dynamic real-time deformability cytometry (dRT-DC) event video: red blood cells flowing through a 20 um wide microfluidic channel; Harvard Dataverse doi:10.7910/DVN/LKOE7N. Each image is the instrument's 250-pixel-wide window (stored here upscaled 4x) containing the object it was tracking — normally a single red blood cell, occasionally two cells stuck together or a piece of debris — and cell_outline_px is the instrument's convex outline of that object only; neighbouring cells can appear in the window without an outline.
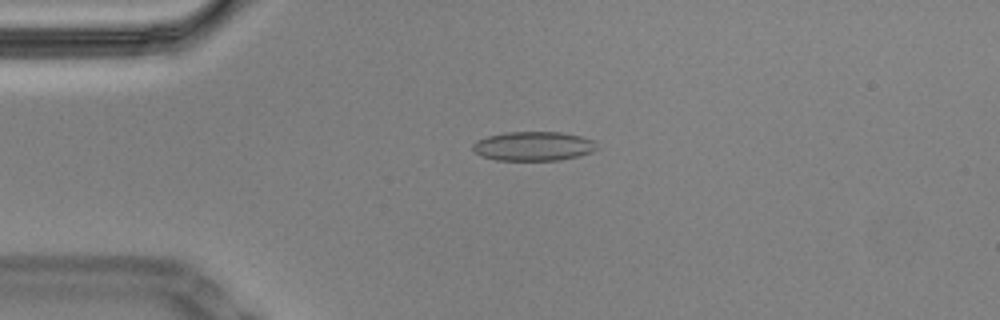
{"species": "Egyptian fruit bat (a non-hibernating species)", "species_latin": "Rousettus aegyptiacus", "temperature_condition": "cold", "stored_images_in_passage": 57, "camera_frame_rate_fps": 3000, "um_per_image_px": 0.085, "animal": {"sex": "male"}, "frame": {"image": 1, "passage_image": 13, "time_ms": 4.0, "image_size_px": [1000, 320], "cell_outline_px": [[600, 148], [592, 152], [580, 156], [560, 160], [496, 160], [484, 156], [476, 152], [472, 148], [472, 144], [476, 140], [488, 136], [504, 132], [560, 132], [580, 136], [596, 140]], "centroid_in_image_um": [45.4, 12.42], "position_along_channel_um": 39.6, "area_um2": 21.33}}
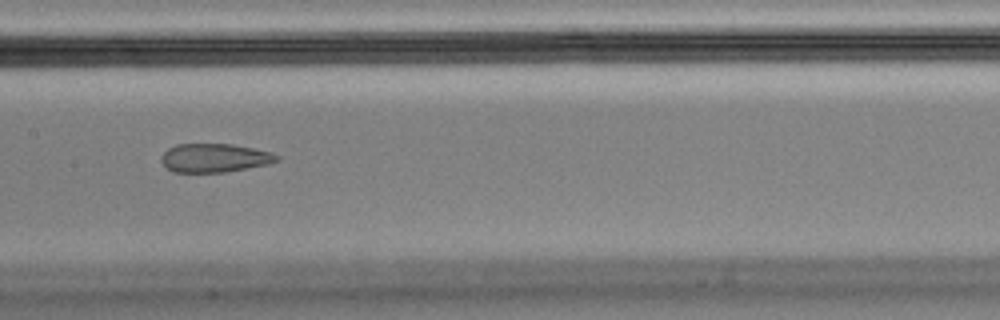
{"frame": {"image": 2, "passage_image": 28, "time_ms": 9.0, "image_size_px": [1000, 320], "cell_outline_px": [[280, 160], [268, 164], [224, 172], [172, 172], [160, 160], [160, 156], [168, 148], [176, 144], [232, 144], [272, 152], [280, 156]], "centroid_in_image_um": [18.23, 13.42], "position_along_channel_um": 189.2, "area_um2": 19.31}}
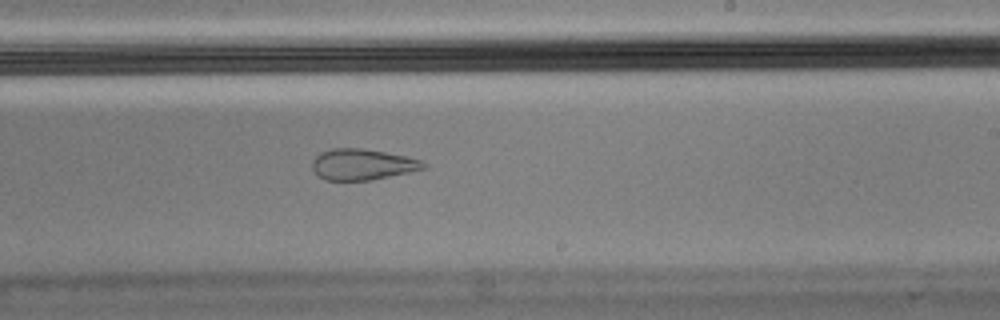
{"frame": {"image": 3, "passage_image": 34, "time_ms": 11.0, "image_size_px": [1000, 320], "cell_outline_px": [[428, 168], [372, 180], [324, 180], [312, 168], [312, 160], [320, 152], [332, 148], [360, 148], [384, 152], [404, 156], [420, 160], [428, 164]], "centroid_in_image_um": [30.81, 13.98], "position_along_channel_um": 258.2, "area_um2": 20.06}, "authors_computed_cell_mechanics": {"area_um2": 21.6172, "velocity_mm_per_s": 3.4778, "shape_relaxation_time_tau1_ms": null, "shape_relaxation_time_tau2_ms": 1.5961, "deformation_change_tau1": null, "deformation_change_tau2": 0.0743}}